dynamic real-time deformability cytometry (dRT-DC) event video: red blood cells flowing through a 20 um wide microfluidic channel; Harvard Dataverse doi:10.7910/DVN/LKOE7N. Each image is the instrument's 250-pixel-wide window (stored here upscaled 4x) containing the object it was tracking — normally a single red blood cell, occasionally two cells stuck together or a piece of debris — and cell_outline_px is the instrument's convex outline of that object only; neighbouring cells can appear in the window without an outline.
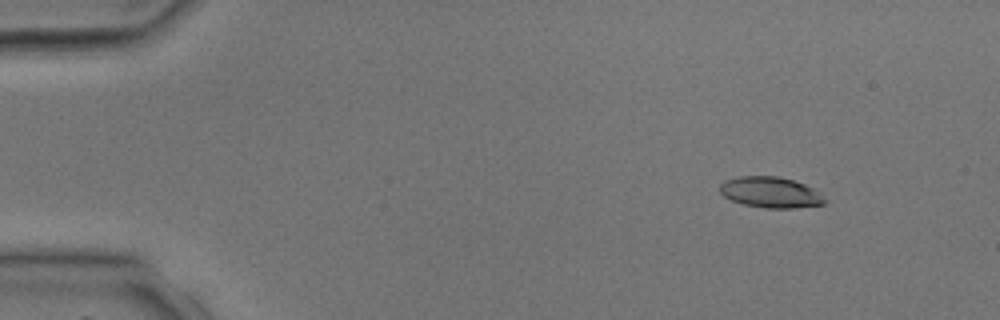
{"species": "common noctule bat (a hibernating species)", "species_latin": "Nyctalus noctula", "temperature_condition": "room temperature", "stored_images_in_passage": 4, "camera_frame_rate_fps": 3000, "um_per_image_px": 0.085, "animal": {"sex": "male", "body_mass_g": 17.9, "forearm_length_mm": 54.2}, "frame": {"image": 1, "passage_image": 1, "time_ms": 0.0, "image_size_px": [1000, 320], "cell_outline_px": [[828, 200], [824, 204], [792, 208], [764, 208], [744, 204], [732, 200], [724, 196], [720, 192], [720, 184], [724, 180], [740, 176], [776, 176], [792, 180], [804, 184], [812, 188]], "centroid_in_image_um": [65.48, 16.35], "position_along_channel_um": 19.5, "area_um2": 18.73}}